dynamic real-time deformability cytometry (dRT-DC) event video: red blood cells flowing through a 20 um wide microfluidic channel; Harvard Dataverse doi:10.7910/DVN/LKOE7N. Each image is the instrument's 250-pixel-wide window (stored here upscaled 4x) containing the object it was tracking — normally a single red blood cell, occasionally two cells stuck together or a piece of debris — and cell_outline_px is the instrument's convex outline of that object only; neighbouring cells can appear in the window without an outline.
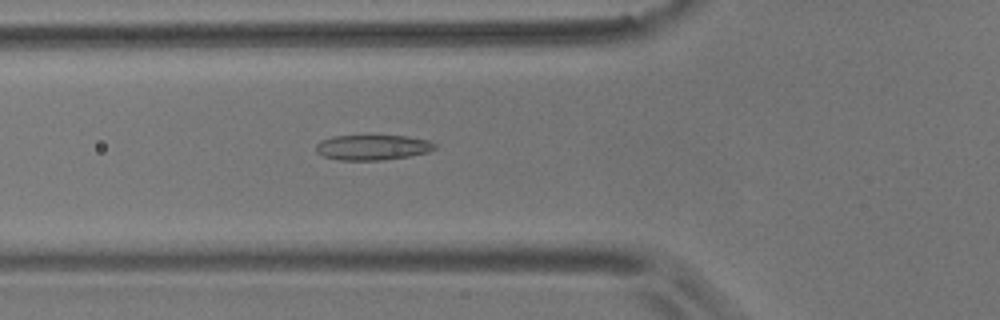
{"species": "common noctule bat (a hibernating species)", "species_latin": "Nyctalus noctula", "temperature_condition": "room temperature", "stored_images_in_passage": 39, "camera_frame_rate_fps": 3000, "um_per_image_px": 0.085, "animal": {"sex": "male", "body_mass_g": 17.9}, "frame": {"image": 1, "passage_image": 3, "time_ms": 0.667, "image_size_px": [1000, 320], "cell_outline_px": [[436, 148], [428, 152], [408, 156], [380, 160], [340, 160], [324, 156], [316, 152], [316, 144], [320, 140], [332, 136], [408, 136], [428, 140], [436, 144]], "centroid_in_image_um": [31.66, 12.52], "position_along_channel_um": 94.1, "area_um2": 17.4}}
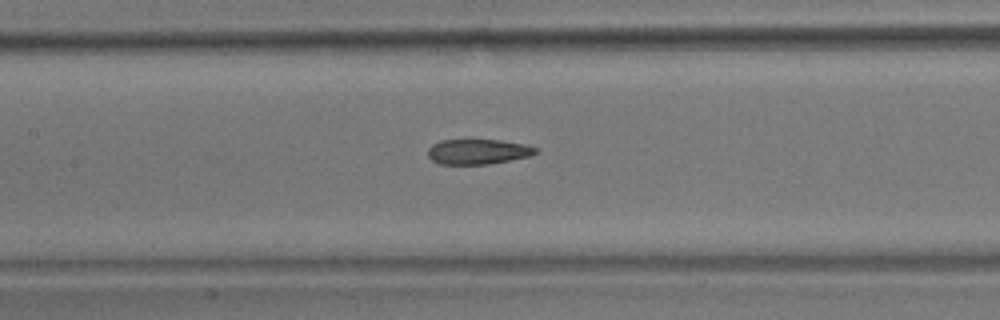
{"frame": {"image": 2, "passage_image": 9, "time_ms": 2.667, "image_size_px": [1000, 320], "cell_outline_px": [[540, 152], [528, 156], [488, 164], [440, 164], [432, 160], [428, 156], [428, 148], [432, 144], [440, 140], [500, 140], [524, 144], [540, 148]], "centroid_in_image_um": [40.63, 12.88], "position_along_channel_um": 166.8, "area_um2": 15.78}}
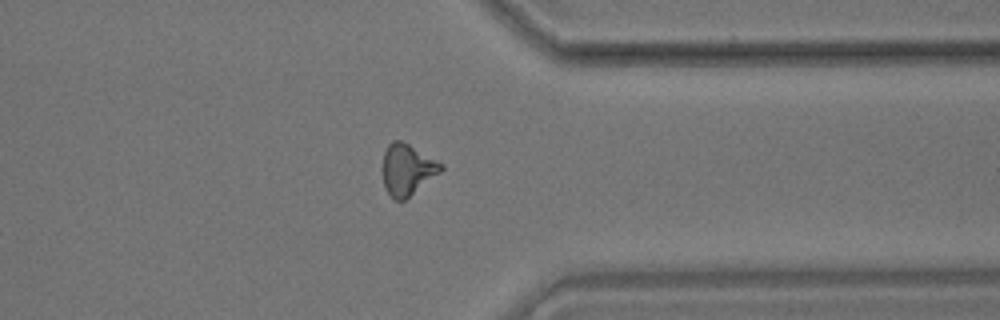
{"frame": {"image": 3, "passage_image": 27, "time_ms": 8.667, "image_size_px": [1000, 320], "cell_outline_px": [[444, 168], [440, 172], [404, 200], [396, 200], [384, 188], [380, 172], [384, 152], [388, 144], [392, 140], [400, 140], [408, 144], [444, 164]], "centroid_in_image_um": [34.56, 14.4], "position_along_channel_um": 376.8, "area_um2": 17.46}, "authors_computed_cell_mechanics": {"area_um2": 16.8776, "velocity_mm_per_s": 3.5934, "shape_relaxation_time_tau1_ms": null, "shape_relaxation_time_tau2_ms": 3.4987, "deformation_change_tau1": null, "deformation_change_tau2": 0.114}}